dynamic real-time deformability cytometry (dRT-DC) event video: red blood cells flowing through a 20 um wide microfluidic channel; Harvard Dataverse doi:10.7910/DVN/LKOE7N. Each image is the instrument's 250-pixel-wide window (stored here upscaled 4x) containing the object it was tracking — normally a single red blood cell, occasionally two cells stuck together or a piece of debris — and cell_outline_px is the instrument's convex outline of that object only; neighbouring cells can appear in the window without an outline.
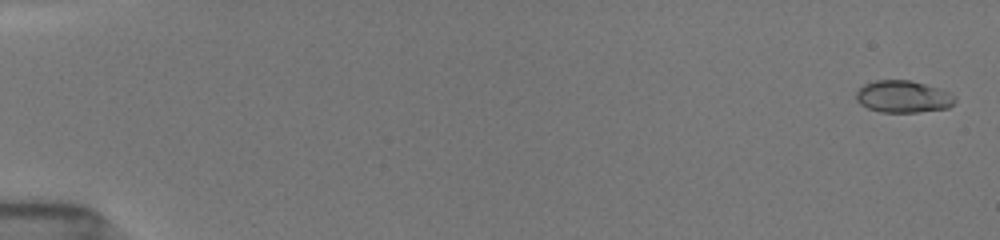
{"species": "common noctule bat (a hibernating species)", "species_latin": "Nyctalus noctula", "temperature_condition": "room temperature", "stored_images_in_passage": 54, "camera_frame_rate_fps": 3000, "um_per_image_px": 0.085, "animal": {"sex": "female", "body_mass_g": 19.5, "forearm_length_mm": 54.1}, "frame": {"image": 1, "passage_image": 2, "time_ms": 0.333, "image_size_px": [1000, 240], "cell_outline_px": [[956, 100], [948, 108], [916, 112], [880, 112], [868, 108], [860, 104], [856, 100], [856, 92], [864, 84], [876, 80], [908, 80], [940, 88], [956, 96]], "centroid_in_image_um": [76.76, 8.21], "position_along_channel_um": 8.2, "area_um2": 18.44}}
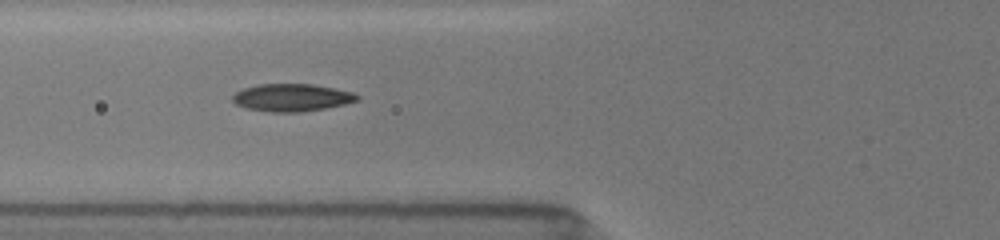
{"frame": {"image": 2, "passage_image": 22, "time_ms": 7.0, "image_size_px": [1000, 240], "cell_outline_px": [[360, 100], [344, 104], [324, 108], [300, 112], [272, 112], [248, 108], [236, 104], [232, 100], [232, 96], [236, 92], [244, 88], [256, 84], [312, 84], [352, 92], [360, 96]], "centroid_in_image_um": [24.8, 8.29], "position_along_channel_um": 101.0, "area_um2": 19.83}}
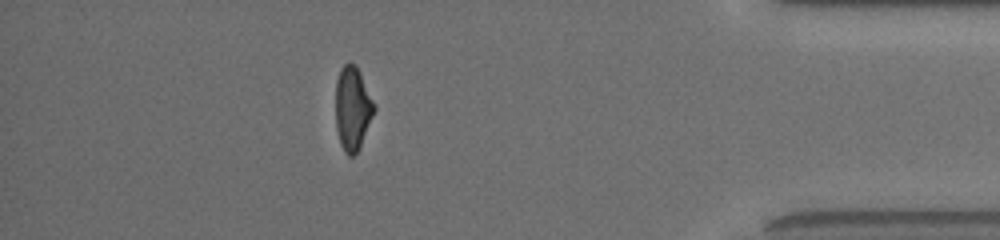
{"frame": {"image": 3, "passage_image": 48, "time_ms": 15.667, "image_size_px": [1000, 240], "cell_outline_px": [[376, 108], [360, 148], [352, 156], [348, 156], [344, 152], [340, 144], [336, 128], [336, 80], [340, 68], [348, 60], [356, 64], [360, 72]], "centroid_in_image_um": [29.96, 9.19], "position_along_channel_um": 405.2, "area_um2": 18.96}, "authors_computed_cell_mechanics": {"area_um2": 19.0451, "velocity_mm_per_s": 3.933, "shape_relaxation_time_tau1_ms": 4.6542, "shape_relaxation_time_tau2_ms": 1.6014, "deformation_change_tau1": 0.1771, "deformation_change_tau2": 0.0706}}